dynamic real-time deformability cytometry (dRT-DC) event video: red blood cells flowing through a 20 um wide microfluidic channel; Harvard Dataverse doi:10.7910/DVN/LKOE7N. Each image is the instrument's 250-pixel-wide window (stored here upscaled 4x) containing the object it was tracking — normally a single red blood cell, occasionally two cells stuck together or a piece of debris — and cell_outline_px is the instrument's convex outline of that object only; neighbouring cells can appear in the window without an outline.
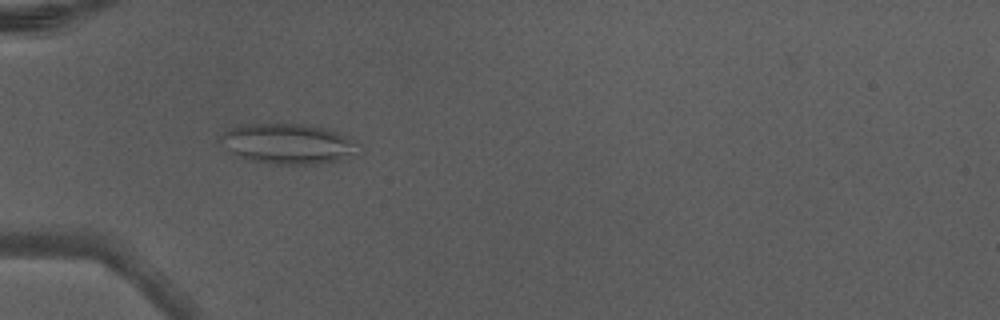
{"species": "Egyptian fruit bat (a non-hibernating species)", "species_latin": "Rousettus aegyptiacus", "temperature_condition": "warm", "stored_images_in_passage": 3, "camera_frame_rate_fps": 3000, "um_per_image_px": 0.085, "animal": {"sex": "male"}, "frame": {"image": 1, "passage_image": 1, "time_ms": 0.0, "image_size_px": [1000, 320], "cell_outline_px": [[360, 144], [356, 156], [344, 160], [320, 164], [272, 164], [252, 160], [228, 152], [216, 140], [220, 136], [232, 128], [240, 124], [304, 124], [328, 128], [356, 140]], "centroid_in_image_um": [24.53, 12.23], "position_along_channel_um": 60.5, "area_um2": 33.0}}